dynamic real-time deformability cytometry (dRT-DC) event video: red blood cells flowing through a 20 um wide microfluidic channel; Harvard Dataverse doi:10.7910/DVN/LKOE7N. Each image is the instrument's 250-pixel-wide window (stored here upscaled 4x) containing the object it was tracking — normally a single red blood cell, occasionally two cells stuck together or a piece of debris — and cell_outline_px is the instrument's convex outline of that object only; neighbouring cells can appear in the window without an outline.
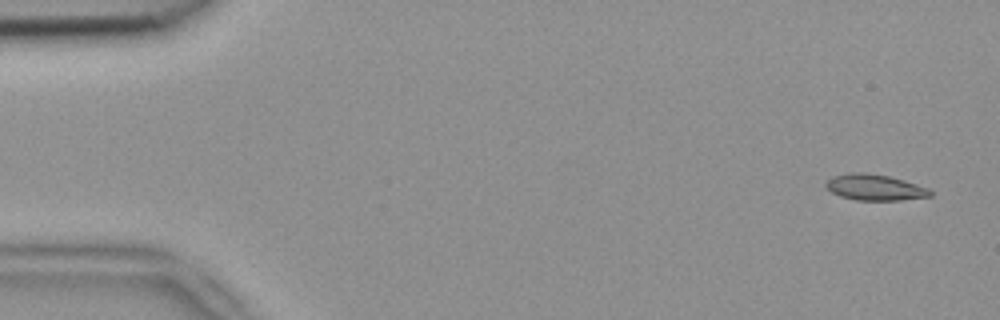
{"species": "common noctule bat (a hibernating species)", "species_latin": "Nyctalus noctula", "temperature_condition": "room temperature", "stored_images_in_passage": 5, "camera_frame_rate_fps": 3000, "um_per_image_px": 0.085, "animal": {"sex": "female", "body_mass_g": 18.4}, "frame": {"image": 1, "passage_image": 1, "time_ms": 0.0, "image_size_px": [1000, 320], "cell_outline_px": [[932, 196], [900, 200], [856, 200], [840, 196], [832, 192], [824, 184], [832, 176], [852, 172], [860, 172], [888, 176], [904, 180], [928, 188], [932, 192]], "centroid_in_image_um": [74.36, 15.93], "position_along_channel_um": 10.6, "area_um2": 15.66}}
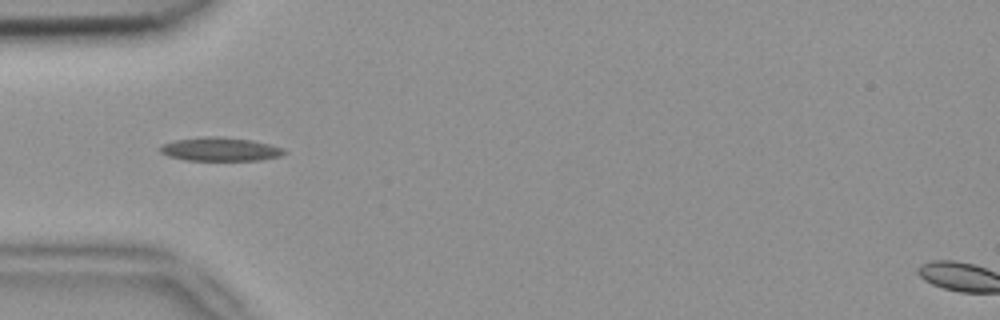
{"frame": {"image": 2, "passage_image": 5, "time_ms": 1.333, "image_size_px": [1000, 320], "cell_outline_px": [[288, 152], [280, 156], [260, 160], [184, 160], [168, 156], [160, 152], [160, 144], [176, 140], [204, 136], [224, 136], [252, 140], [284, 148]], "centroid_in_image_um": [18.71, 12.68], "position_along_channel_um": 66.3, "area_um2": 17.22}}